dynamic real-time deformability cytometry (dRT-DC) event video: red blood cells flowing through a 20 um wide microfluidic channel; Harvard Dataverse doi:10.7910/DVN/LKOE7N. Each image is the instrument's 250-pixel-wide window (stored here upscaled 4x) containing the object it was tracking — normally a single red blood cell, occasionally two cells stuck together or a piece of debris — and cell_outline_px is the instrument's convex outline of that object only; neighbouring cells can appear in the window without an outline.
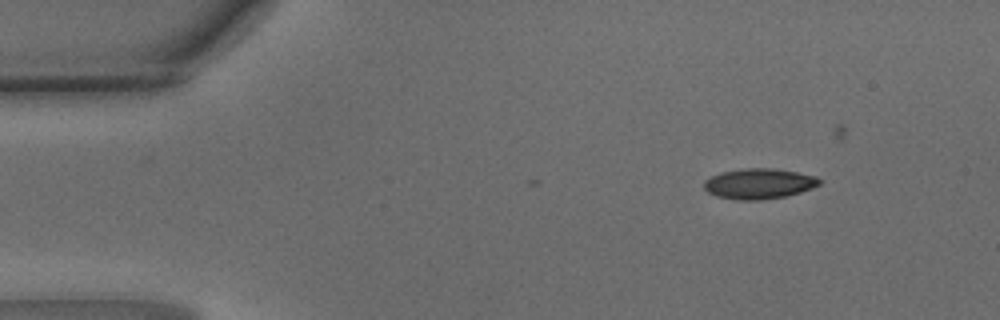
{"species": "common noctule bat (a hibernating species)", "species_latin": "Nyctalus noctula", "temperature_condition": "warm", "stored_images_in_passage": 5, "camera_frame_rate_fps": 3000, "um_per_image_px": 0.085, "animal": {"sex": "male", "body_mass_g": 15.6}, "frame": {"image": 1, "passage_image": 1, "time_ms": 0.0, "image_size_px": [1000, 320], "cell_outline_px": [[820, 184], [812, 188], [800, 192], [784, 196], [760, 200], [736, 200], [716, 196], [708, 192], [704, 188], [704, 180], [720, 172], [744, 168], [772, 168], [796, 172], [816, 176], [820, 180]], "centroid_in_image_um": [64.48, 15.61], "position_along_channel_um": 20.5, "area_um2": 20.4}}